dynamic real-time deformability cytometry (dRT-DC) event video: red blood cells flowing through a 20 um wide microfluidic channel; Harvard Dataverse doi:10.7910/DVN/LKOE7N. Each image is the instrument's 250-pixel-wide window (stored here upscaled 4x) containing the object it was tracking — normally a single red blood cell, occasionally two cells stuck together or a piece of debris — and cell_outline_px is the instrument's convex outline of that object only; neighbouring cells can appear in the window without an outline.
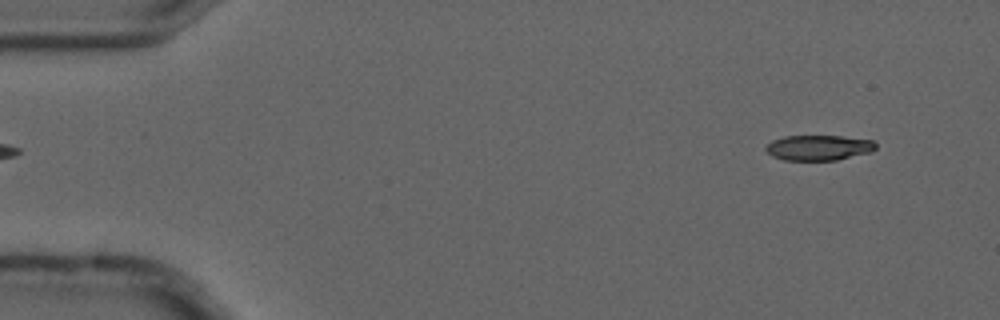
{"species": "common noctule bat (a hibernating species)", "species_latin": "Nyctalus noctula", "temperature_condition": "cold", "stored_images_in_passage": 5, "camera_frame_rate_fps": 3000, "um_per_image_px": 0.085, "animal": {"sex": "male", "forearm_length_mm": 52.5}, "frame": {"image": 1, "passage_image": 1, "time_ms": 0.0, "image_size_px": [1000, 320], "cell_outline_px": [[876, 148], [872, 152], [836, 160], [784, 160], [772, 156], [764, 148], [772, 140], [784, 136], [840, 136], [872, 140], [876, 144]], "centroid_in_image_um": [69.59, 12.55], "position_along_channel_um": 15.4, "area_um2": 16.18}}
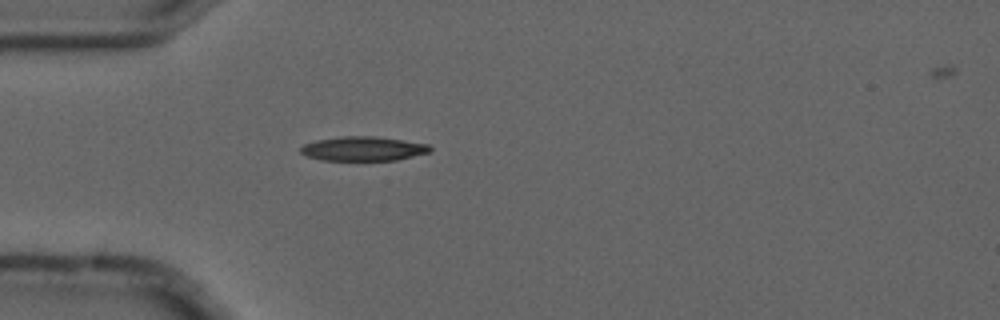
{"frame": {"image": 2, "passage_image": 4, "time_ms": 1.0, "image_size_px": [1000, 320], "cell_outline_px": [[432, 152], [396, 160], [320, 160], [308, 156], [300, 152], [300, 148], [304, 144], [316, 140], [344, 136], [376, 136], [404, 140], [428, 144], [432, 148]], "centroid_in_image_um": [30.91, 12.63], "position_along_channel_um": 54.1, "area_um2": 18.38}}